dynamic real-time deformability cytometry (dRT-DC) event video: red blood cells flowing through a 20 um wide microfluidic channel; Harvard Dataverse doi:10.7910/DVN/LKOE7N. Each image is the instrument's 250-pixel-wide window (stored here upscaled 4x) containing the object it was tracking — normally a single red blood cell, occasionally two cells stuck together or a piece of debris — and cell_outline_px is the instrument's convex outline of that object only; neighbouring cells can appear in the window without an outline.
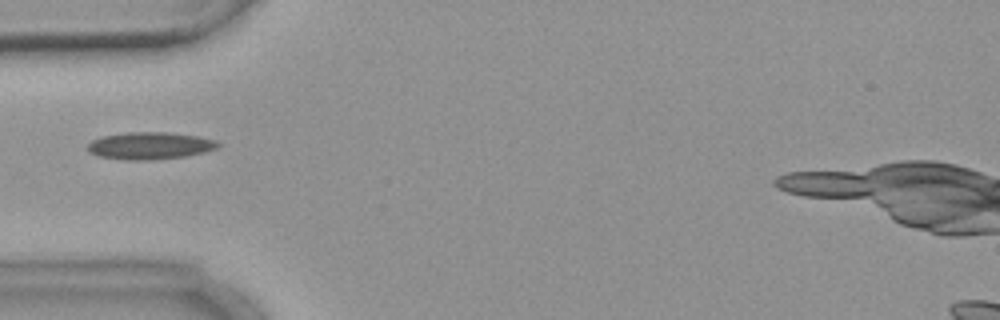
{"species": "common noctule bat (a hibernating species)", "species_latin": "Nyctalus noctula", "temperature_condition": "warm", "stored_images_in_passage": 1, "camera_frame_rate_fps": 3000, "um_per_image_px": 0.085, "animal": {"sex": "female", "body_mass_g": 18.4}, "frame": {"image": 1, "passage_image": 1, "time_ms": 0.0, "image_size_px": [1000, 320], "cell_outline_px": [[220, 144], [216, 148], [204, 152], [184, 156], [148, 160], [128, 160], [96, 156], [88, 152], [88, 144], [92, 140], [100, 136], [128, 132], [168, 132], [200, 136], [216, 140]], "centroid_in_image_um": [12.71, 12.37], "position_along_channel_um": 72.3, "area_um2": 20.75}}